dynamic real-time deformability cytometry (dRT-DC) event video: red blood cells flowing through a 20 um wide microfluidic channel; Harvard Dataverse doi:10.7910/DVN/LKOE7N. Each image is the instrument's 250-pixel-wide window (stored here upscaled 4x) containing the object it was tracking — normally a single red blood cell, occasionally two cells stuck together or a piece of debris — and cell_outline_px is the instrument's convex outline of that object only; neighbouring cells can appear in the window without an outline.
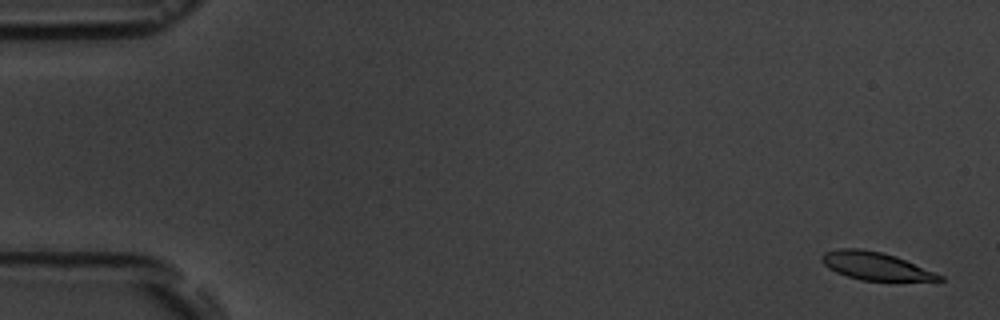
{"species": "common noctule bat (a hibernating species)", "species_latin": "Nyctalus noctula", "temperature_condition": "room temperature", "stored_images_in_passage": 5, "segment_of_instrument_passage": [2, 2], "camera_frame_rate_fps": 3000, "um_per_image_px": 0.085, "animal": {"sex": "male", "body_mass_g": 19.5, "forearm_length_mm": 54.6}, "frame": {"image": 1, "passage_image": 5, "time_ms": 6.667, "image_size_px": [1000, 320], "cell_outline_px": [[944, 280], [860, 280], [836, 272], [828, 268], [820, 260], [820, 256], [824, 252], [840, 248], [860, 248], [880, 252], [896, 256], [936, 272], [944, 276]], "centroid_in_image_um": [74.39, 22.59], "position_along_channel_um": 10.6, "area_um2": 18.96}}